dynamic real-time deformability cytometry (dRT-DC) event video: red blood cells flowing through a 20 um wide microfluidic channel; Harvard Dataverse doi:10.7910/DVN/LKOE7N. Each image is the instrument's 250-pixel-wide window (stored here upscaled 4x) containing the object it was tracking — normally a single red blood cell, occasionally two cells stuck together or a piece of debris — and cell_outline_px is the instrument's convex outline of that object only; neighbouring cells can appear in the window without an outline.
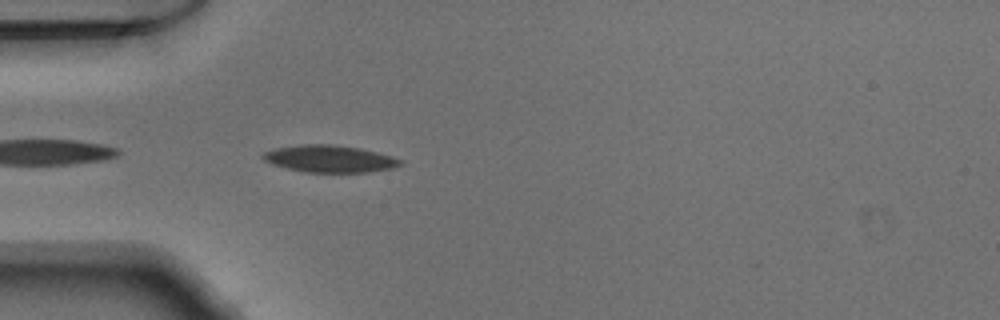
{"species": "Egyptian fruit bat (a non-hibernating species)", "species_latin": "Rousettus aegyptiacus", "temperature_condition": "warm", "stored_images_in_passage": 8, "camera_frame_rate_fps": 3000, "um_per_image_px": 0.085, "animal": {"sex": "male"}, "frame": {"image": 1, "passage_image": 2, "time_ms": 0.333, "image_size_px": [1000, 320], "cell_outline_px": [[404, 164], [392, 168], [368, 172], [304, 172], [272, 164], [264, 160], [260, 156], [264, 152], [276, 148], [300, 144], [332, 144], [360, 148], [392, 156], [404, 160]], "centroid_in_image_um": [28.04, 13.49], "position_along_channel_um": 57.0, "area_um2": 21.73}}
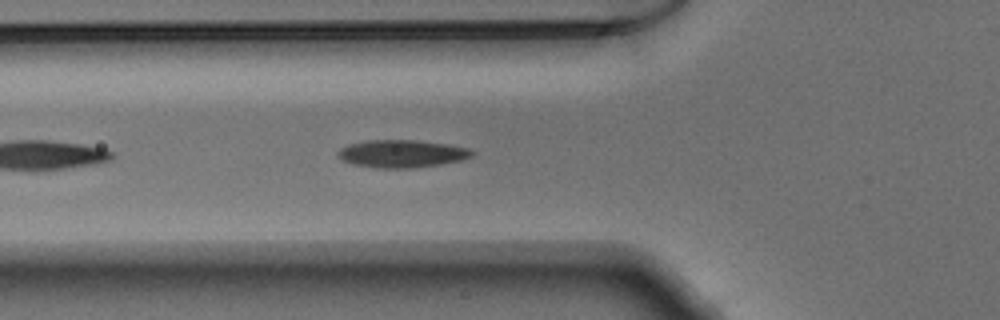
{"frame": {"image": 2, "passage_image": 5, "time_ms": 1.333, "image_size_px": [1000, 320], "cell_outline_px": [[476, 152], [472, 156], [460, 160], [440, 164], [416, 168], [376, 168], [352, 164], [344, 160], [336, 152], [340, 148], [348, 144], [368, 140], [416, 140], [448, 144], [468, 148]], "centroid_in_image_um": [34.16, 13.06], "position_along_channel_um": 91.6, "area_um2": 21.62}}